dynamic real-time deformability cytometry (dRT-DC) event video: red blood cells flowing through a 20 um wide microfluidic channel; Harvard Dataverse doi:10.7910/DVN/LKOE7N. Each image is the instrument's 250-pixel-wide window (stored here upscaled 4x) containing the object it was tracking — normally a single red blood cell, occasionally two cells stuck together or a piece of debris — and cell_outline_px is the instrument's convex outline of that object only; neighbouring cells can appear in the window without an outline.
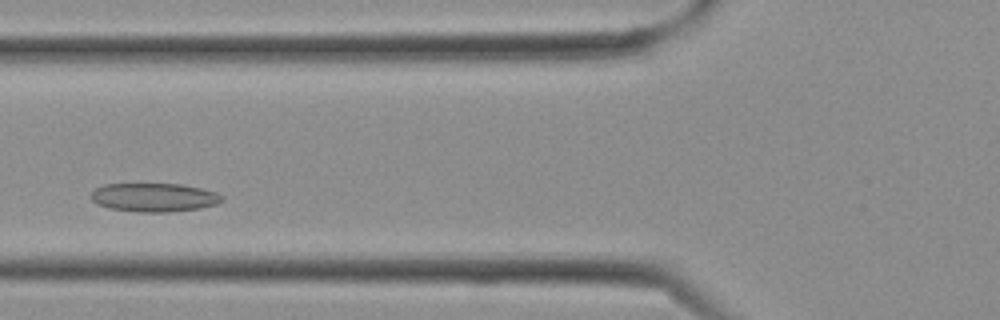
{"species": "Egyptian fruit bat (a non-hibernating species)", "species_latin": "Rousettus aegyptiacus", "temperature_condition": "cold", "stored_images_in_passage": 20, "camera_frame_rate_fps": 3000, "um_per_image_px": 0.085, "frame": {"image": 1, "passage_image": 6, "time_ms": 1.667, "image_size_px": [1000, 320], "cell_outline_px": [[224, 200], [216, 204], [200, 208], [168, 212], [140, 212], [108, 208], [96, 204], [92, 200], [92, 192], [96, 188], [104, 184], [180, 184], [200, 188], [216, 192], [224, 196]], "centroid_in_image_um": [13.11, 16.78], "position_along_channel_um": 112.7, "area_um2": 21.85}}
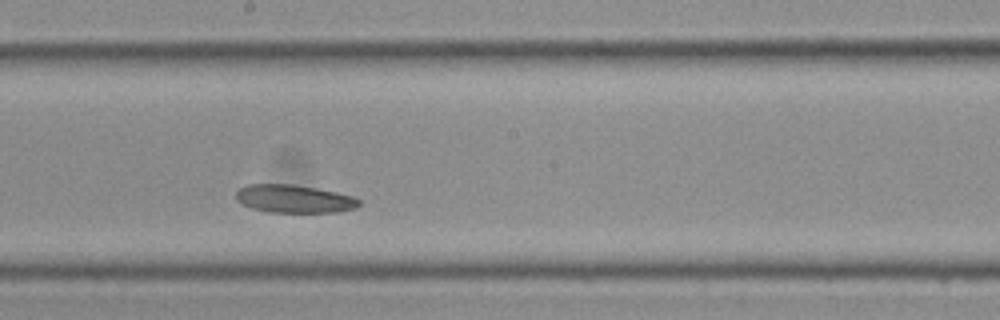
{"frame": {"image": 2, "passage_image": 11, "time_ms": 3.333, "image_size_px": [1000, 320], "cell_outline_px": [[360, 204], [356, 208], [336, 212], [268, 212], [252, 208], [240, 204], [236, 200], [236, 192], [240, 188], [248, 184], [292, 184], [316, 188], [356, 196], [360, 200]], "centroid_in_image_um": [25.0, 16.9], "position_along_channel_um": 223.2, "area_um2": 20.23}}
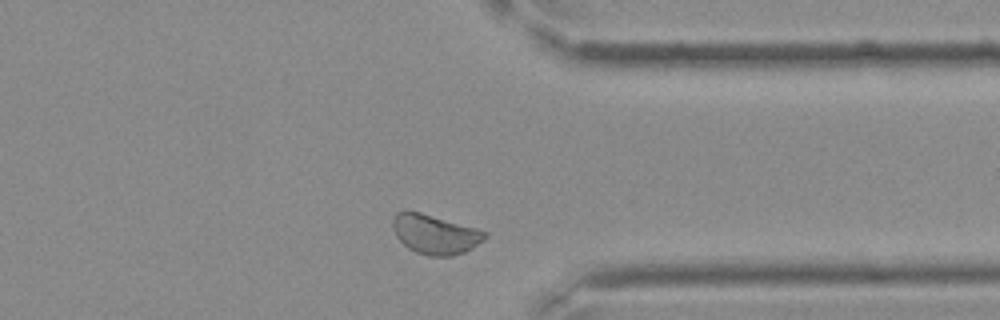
{"frame": {"image": 3, "passage_image": 18, "time_ms": 5.667, "image_size_px": [1000, 320], "cell_outline_px": [[488, 236], [484, 240], [472, 248], [464, 252], [452, 256], [428, 256], [416, 252], [408, 248], [396, 236], [392, 228], [392, 220], [396, 212], [420, 212], [476, 228], [488, 232]], "centroid_in_image_um": [36.99, 19.92], "position_along_channel_um": 374.4, "area_um2": 21.1}}